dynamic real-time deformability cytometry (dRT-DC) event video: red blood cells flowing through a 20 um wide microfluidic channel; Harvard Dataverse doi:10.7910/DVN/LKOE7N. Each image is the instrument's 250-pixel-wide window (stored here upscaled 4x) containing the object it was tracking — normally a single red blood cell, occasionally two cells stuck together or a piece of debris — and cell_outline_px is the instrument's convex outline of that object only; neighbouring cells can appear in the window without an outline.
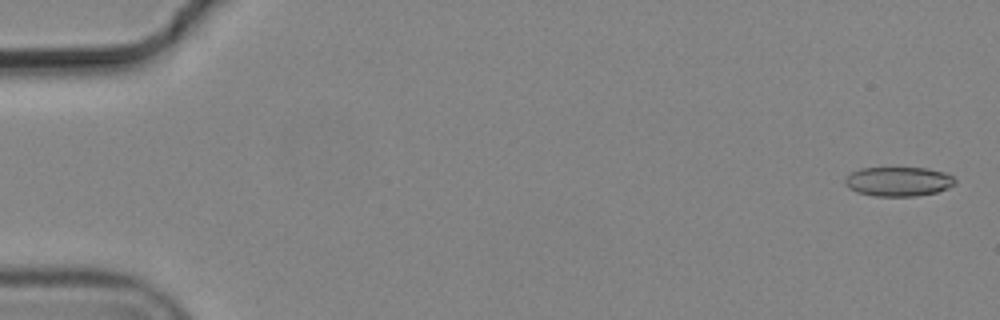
{"species": "common noctule bat (a hibernating species)", "species_latin": "Nyctalus noctula", "temperature_condition": "cold", "stored_images_in_passage": 5, "camera_frame_rate_fps": 3000, "um_per_image_px": 0.085, "animal": {"sex": "male", "body_mass_g": 19.2, "forearm_length_mm": 51.8}, "frame": {"image": 1, "passage_image": 1, "time_ms": 0.0, "image_size_px": [1000, 320], "cell_outline_px": [[956, 184], [948, 188], [936, 192], [916, 196], [876, 196], [856, 192], [848, 188], [844, 184], [844, 180], [852, 172], [860, 168], [928, 168], [944, 172], [952, 176], [956, 180]], "centroid_in_image_um": [76.37, 15.43], "position_along_channel_um": 8.6, "area_um2": 18.9}}
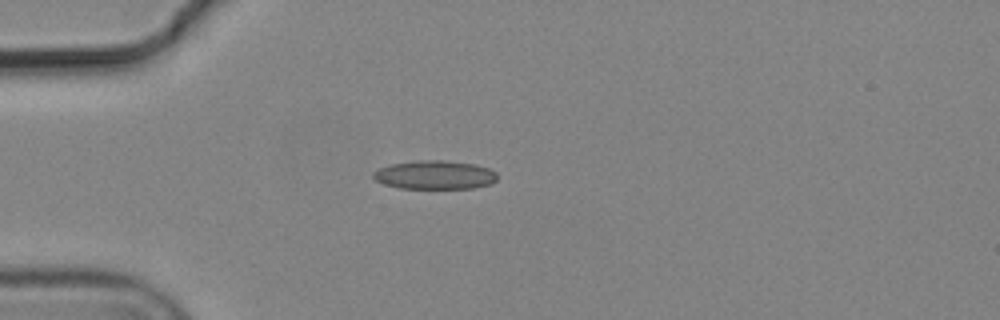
{"frame": {"image": 2, "passage_image": 5, "time_ms": 1.333, "image_size_px": [1000, 320], "cell_outline_px": [[496, 180], [488, 184], [472, 188], [400, 188], [384, 184], [376, 180], [372, 176], [372, 172], [380, 168], [392, 164], [420, 160], [444, 160], [476, 164], [488, 168], [496, 172]], "centroid_in_image_um": [36.95, 14.86], "position_along_channel_um": 48.1, "area_um2": 20.58}}